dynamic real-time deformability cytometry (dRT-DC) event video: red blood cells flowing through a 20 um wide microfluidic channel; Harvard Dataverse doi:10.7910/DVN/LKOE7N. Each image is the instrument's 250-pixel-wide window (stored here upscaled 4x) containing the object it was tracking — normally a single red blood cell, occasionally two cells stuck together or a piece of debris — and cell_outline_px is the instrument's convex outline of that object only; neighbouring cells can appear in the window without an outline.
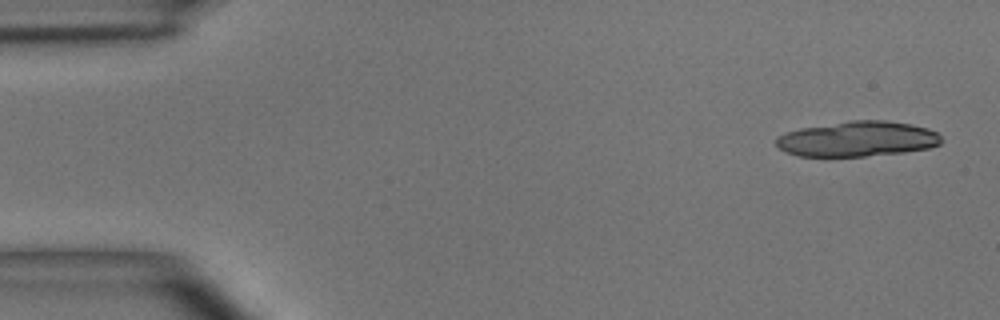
{"species": "common noctule bat (a hibernating species)", "species_latin": "Nyctalus noctula", "temperature_condition": "room temperature", "stored_images_in_passage": 5, "camera_frame_rate_fps": 3000, "um_per_image_px": 0.085, "animal": {"sex": "male", "body_mass_g": 15.6}, "frame": {"image": 1, "passage_image": 1, "time_ms": 0.0, "image_size_px": [1000, 320], "cell_outline_px": [[944, 140], [940, 144], [928, 148], [904, 152], [864, 156], [800, 156], [784, 152], [776, 144], [776, 136], [800, 128], [852, 120], [884, 120], [912, 124], [928, 128], [936, 132]], "centroid_in_image_um": [72.9, 11.81], "position_along_channel_um": 12.1, "area_um2": 33.93}}
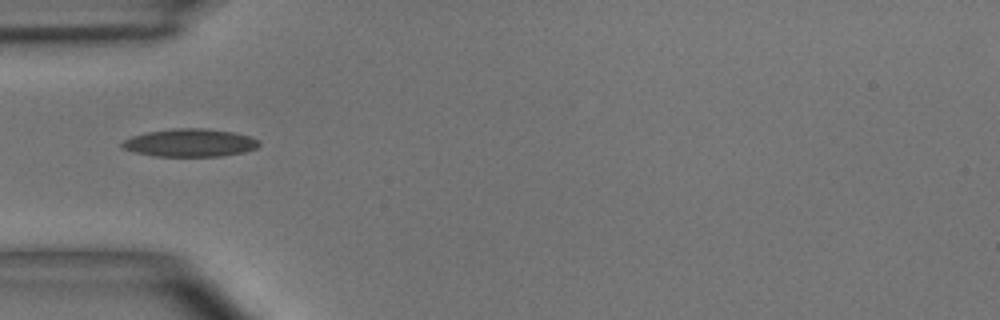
{"frame": {"image": 2, "passage_image": 5, "time_ms": 4.667, "image_size_px": [1000, 320], "cell_outline_px": [[260, 144], [256, 148], [244, 152], [220, 156], [152, 156], [120, 148], [120, 144], [124, 140], [132, 136], [148, 132], [172, 128], [200, 128], [232, 132], [252, 136], [260, 140]], "centroid_in_image_um": [16.15, 12.14], "position_along_channel_um": 68.9, "area_um2": 22.31}}